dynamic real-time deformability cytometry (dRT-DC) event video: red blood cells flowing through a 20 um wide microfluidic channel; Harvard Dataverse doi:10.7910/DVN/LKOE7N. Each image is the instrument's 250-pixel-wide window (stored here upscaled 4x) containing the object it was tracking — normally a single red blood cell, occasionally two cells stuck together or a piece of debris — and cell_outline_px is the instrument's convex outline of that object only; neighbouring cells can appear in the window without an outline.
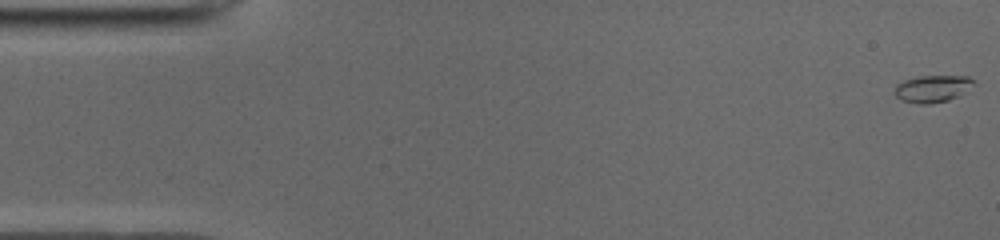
{"species": "common noctule bat (a hibernating species)", "species_latin": "Nyctalus noctula", "temperature_condition": "cold", "stored_images_in_passage": 40, "camera_frame_rate_fps": 3000, "um_per_image_px": 0.085, "animal": {"sex": "male", "body_mass_g": 19.0, "forearm_length_mm": 50.8}, "frame": {"image": 1, "passage_image": 1, "time_ms": 0.0, "image_size_px": [1000, 240], "cell_outline_px": [[976, 84], [968, 92], [960, 96], [948, 100], [928, 104], [920, 104], [900, 100], [892, 92], [896, 84], [904, 80], [920, 76], [968, 76]], "centroid_in_image_um": [79.27, 7.54], "position_along_channel_um": 5.7, "area_um2": 12.77}}
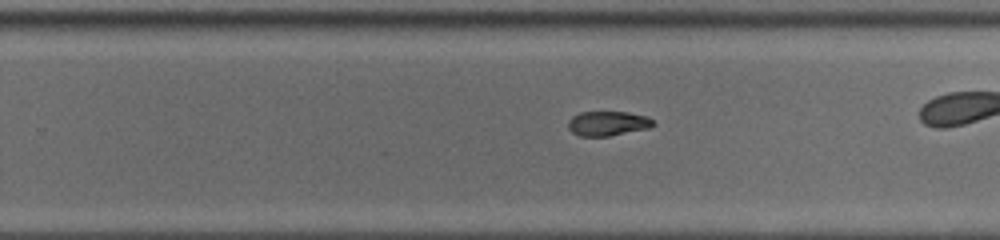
{"frame": {"image": 2, "passage_image": 32, "time_ms": 10.333, "image_size_px": [1000, 240], "cell_outline_px": [[656, 124], [648, 128], [608, 136], [580, 136], [572, 132], [568, 128], [568, 120], [572, 116], [580, 112], [628, 112], [644, 116], [652, 120]], "centroid_in_image_um": [51.62, 10.49], "position_along_channel_um": 278.2, "area_um2": 12.08}}
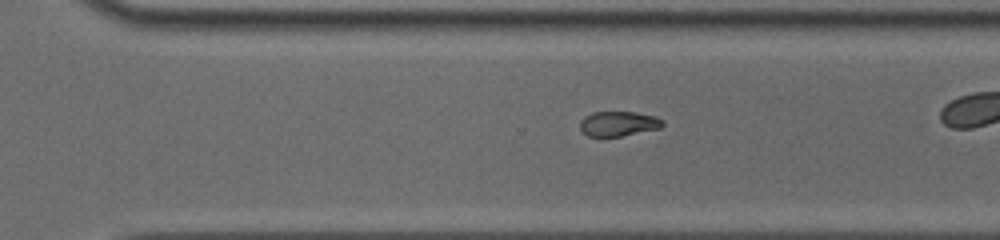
{"frame": {"image": 3, "passage_image": 35, "time_ms": 11.333, "image_size_px": [1000, 240], "cell_outline_px": [[664, 124], [660, 128], [620, 136], [588, 136], [580, 128], [580, 120], [584, 116], [592, 112], [636, 112], [656, 116], [664, 120]], "centroid_in_image_um": [52.58, 10.5], "position_along_channel_um": 318.0, "area_um2": 11.96}}